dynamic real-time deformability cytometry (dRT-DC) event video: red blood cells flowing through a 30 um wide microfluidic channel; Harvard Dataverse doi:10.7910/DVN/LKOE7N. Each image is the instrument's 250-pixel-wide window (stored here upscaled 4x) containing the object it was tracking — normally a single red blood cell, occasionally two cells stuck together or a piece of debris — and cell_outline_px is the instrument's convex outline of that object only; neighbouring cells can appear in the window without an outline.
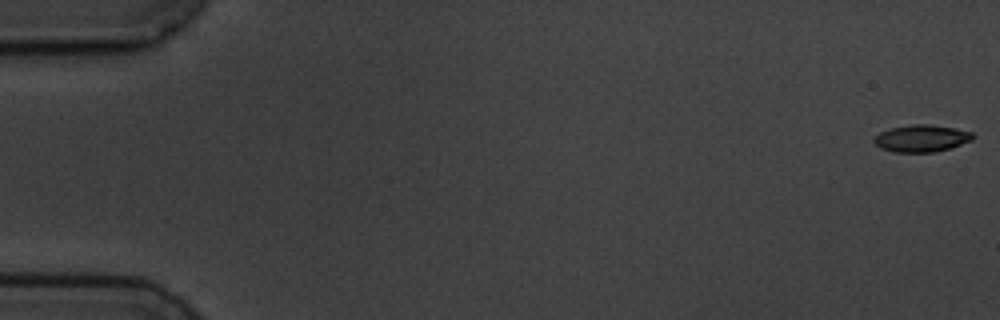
{"species": "common noctule bat (a hibernating species)", "species_latin": "Nyctalus noctula", "temperature_condition": "cold", "stored_images_in_passage": 4, "camera_frame_rate_fps": 3000, "um_per_image_px": 0.085, "animal": {"sex": "male", "body_mass_g": 19.5, "forearm_length_mm": 54.6}, "frame": {"image": 1, "passage_image": 1, "time_ms": 0.0, "image_size_px": [1000, 320], "cell_outline_px": [[972, 140], [936, 152], [892, 152], [880, 148], [872, 140], [880, 132], [888, 128], [912, 124], [928, 124], [956, 128], [972, 132]], "centroid_in_image_um": [78.28, 11.75], "position_along_channel_um": 6.7, "area_um2": 15.55}}